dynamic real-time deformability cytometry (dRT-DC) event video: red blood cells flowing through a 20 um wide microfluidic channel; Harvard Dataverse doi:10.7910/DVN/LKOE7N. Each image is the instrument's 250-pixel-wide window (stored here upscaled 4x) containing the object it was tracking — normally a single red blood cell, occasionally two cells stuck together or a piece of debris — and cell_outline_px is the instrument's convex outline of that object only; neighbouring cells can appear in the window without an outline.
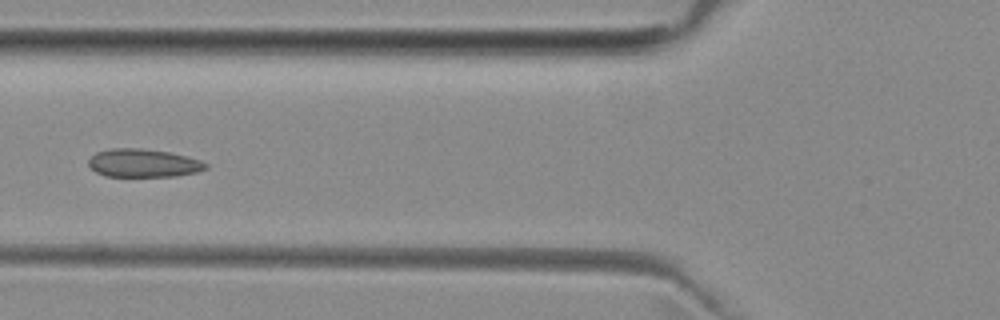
{"species": "common noctule bat (a hibernating species)", "species_latin": "Nyctalus noctula", "temperature_condition": "room temperature", "stored_images_in_passage": 6, "camera_frame_rate_fps": 3000, "um_per_image_px": 0.085, "animal": {"sex": "female", "body_mass_g": 29.2, "forearm_length_mm": 56.3}, "frame": {"image": 1, "passage_image": 6, "time_ms": 6.0, "image_size_px": [1000, 320], "cell_outline_px": [[208, 168], [196, 172], [176, 176], [104, 176], [96, 172], [88, 164], [88, 160], [96, 152], [112, 148], [140, 148], [168, 152], [188, 156], [200, 160], [208, 164]], "centroid_in_image_um": [12.19, 13.86], "position_along_channel_um": 113.6, "area_um2": 19.25}}